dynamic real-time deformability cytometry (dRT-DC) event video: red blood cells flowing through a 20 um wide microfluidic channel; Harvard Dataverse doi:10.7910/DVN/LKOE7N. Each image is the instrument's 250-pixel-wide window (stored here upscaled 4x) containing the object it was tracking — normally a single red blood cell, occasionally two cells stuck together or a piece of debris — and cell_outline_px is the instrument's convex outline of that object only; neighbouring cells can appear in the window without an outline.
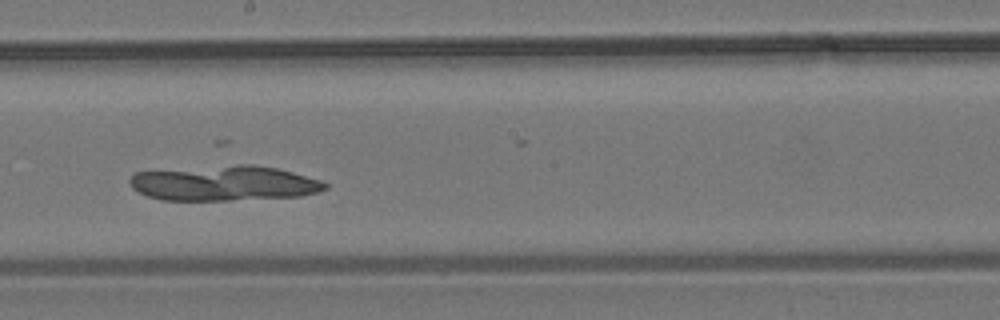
{"species": "common noctule bat (a hibernating species)", "species_latin": "Nyctalus noctula", "temperature_condition": "room temperature", "stored_images_in_passage": 51, "camera_frame_rate_fps": 3000, "um_per_image_px": 0.085, "animal": {"sex": "male", "body_mass_g": 19.2, "forearm_length_mm": 51.8}, "frame": {"image": 1, "passage_image": 26, "time_ms": 8.333, "image_size_px": [1000, 320], "cell_outline_px": [[328, 188], [320, 192], [300, 196], [228, 200], [164, 200], [148, 196], [132, 188], [128, 180], [136, 172], [236, 164], [252, 164], [276, 168], [292, 172], [320, 180], [328, 184]], "centroid_in_image_um": [19.08, 15.57], "position_along_channel_um": 229.1, "area_um2": 39.82}}
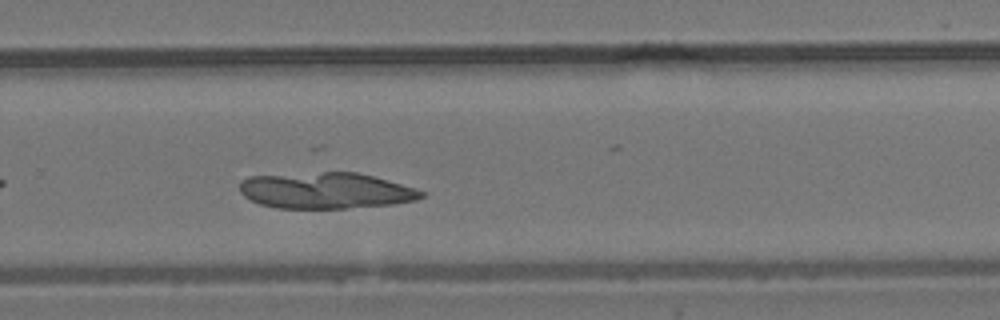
{"frame": {"image": 2, "passage_image": 32, "time_ms": 10.333, "image_size_px": [1000, 320], "cell_outline_px": [[424, 196], [416, 200], [392, 204], [348, 208], [276, 208], [260, 204], [244, 196], [240, 192], [240, 180], [248, 176], [324, 172], [356, 172], [372, 176], [400, 184], [424, 192]], "centroid_in_image_um": [27.64, 16.2], "position_along_channel_um": 302.2, "area_um2": 37.97}}
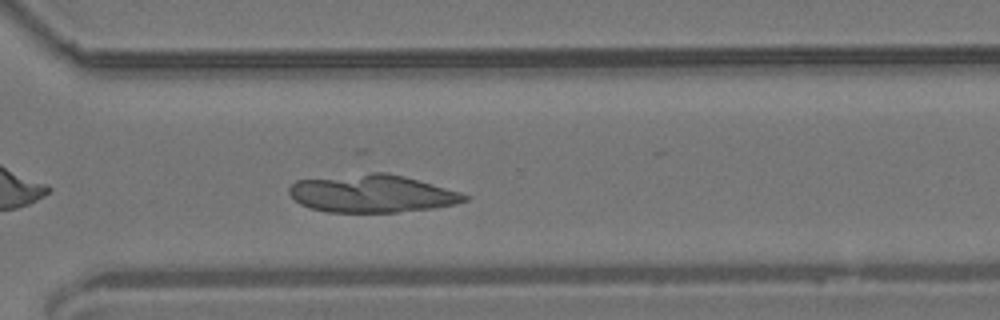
{"frame": {"image": 3, "passage_image": 35, "time_ms": 11.333, "image_size_px": [1000, 320], "cell_outline_px": [[468, 200], [456, 204], [432, 208], [396, 212], [328, 212], [312, 208], [300, 204], [288, 192], [288, 188], [296, 180], [372, 172], [384, 172], [404, 176], [460, 192], [468, 196]], "centroid_in_image_um": [31.61, 16.45], "position_along_channel_um": 339.0, "area_um2": 38.32}}